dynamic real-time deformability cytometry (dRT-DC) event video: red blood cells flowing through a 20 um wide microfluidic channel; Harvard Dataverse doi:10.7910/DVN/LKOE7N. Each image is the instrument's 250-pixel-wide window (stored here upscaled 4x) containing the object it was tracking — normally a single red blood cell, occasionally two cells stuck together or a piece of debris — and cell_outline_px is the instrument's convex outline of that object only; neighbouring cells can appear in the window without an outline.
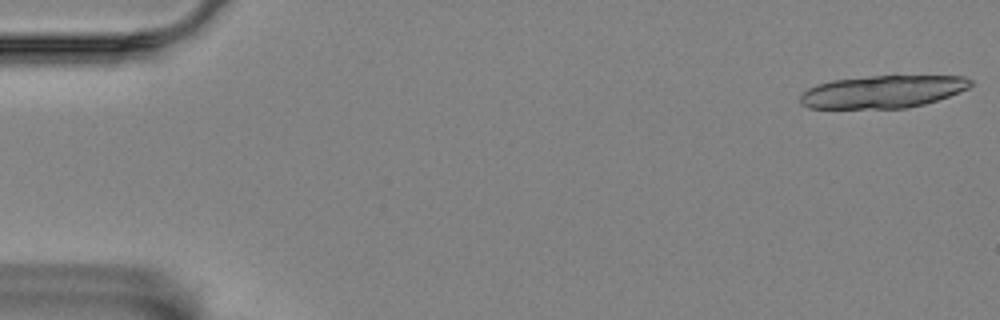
{"species": "Egyptian fruit bat (a non-hibernating species)", "species_latin": "Rousettus aegyptiacus", "temperature_condition": "room temperature", "stored_images_in_passage": 19, "camera_frame_rate_fps": 3000, "um_per_image_px": 0.085, "animal": {"sex": "female"}, "frame": {"image": 1, "passage_image": 1, "time_ms": 0.0, "image_size_px": [1000, 320], "cell_outline_px": [[972, 84], [968, 88], [948, 96], [924, 104], [908, 108], [808, 108], [800, 104], [800, 96], [808, 88], [816, 84], [832, 80], [868, 76], [964, 76], [972, 80]], "centroid_in_image_um": [75.0, 7.79], "position_along_channel_um": 10.0, "area_um2": 32.25}}